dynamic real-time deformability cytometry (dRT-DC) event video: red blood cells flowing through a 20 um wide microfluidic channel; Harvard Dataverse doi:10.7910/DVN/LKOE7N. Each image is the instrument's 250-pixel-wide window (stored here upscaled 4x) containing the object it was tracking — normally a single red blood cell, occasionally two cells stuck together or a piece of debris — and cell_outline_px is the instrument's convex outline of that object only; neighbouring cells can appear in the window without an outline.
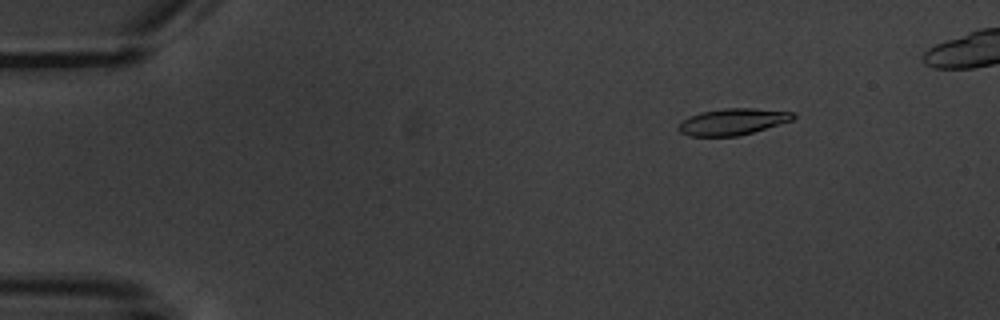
{"species": "common noctule bat (a hibernating species)", "species_latin": "Nyctalus noctula", "temperature_condition": "warm", "stored_images_in_passage": 14, "camera_frame_rate_fps": 3000, "um_per_image_px": 0.085, "animal": {"sex": "male", "body_mass_g": 20.1, "forearm_length_mm": 53.5}, "frame": {"image": 1, "passage_image": 3, "time_ms": 2.333, "image_size_px": [1000, 320], "cell_outline_px": [[796, 116], [792, 120], [752, 132], [736, 136], [688, 136], [680, 132], [676, 128], [684, 120], [700, 112], [724, 108], [752, 108], [796, 112]], "centroid_in_image_um": [62.28, 10.34], "position_along_channel_um": 22.7, "area_um2": 17.51}}
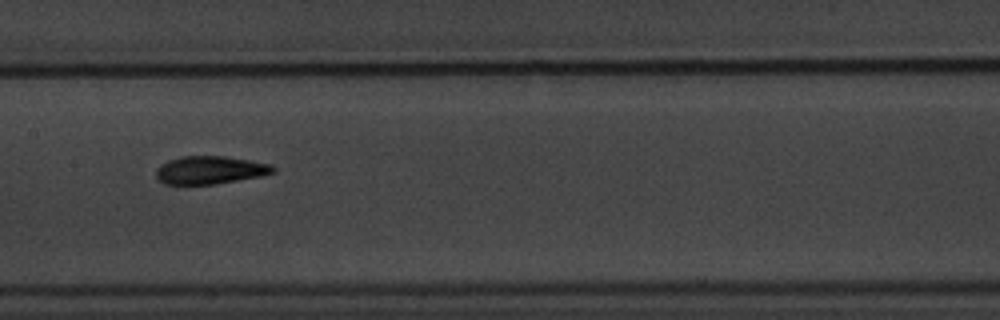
{"frame": {"image": 2, "passage_image": 7, "time_ms": 9.333, "image_size_px": [1000, 320], "cell_outline_px": [[276, 172], [260, 176], [216, 184], [164, 184], [156, 176], [156, 168], [160, 164], [168, 160], [180, 156], [224, 156], [272, 164], [276, 168]], "centroid_in_image_um": [17.85, 14.45], "position_along_channel_um": 189.5, "area_um2": 19.13}, "authors_computed_cell_mechanics": {"area_um2": 18.2937, "velocity_mm_per_s": 3.6073, "shape_relaxation_time_tau1_ms": 3.5954, "shape_relaxation_time_tau2_ms": 2.1935, "deformation_change_tau1": 0.1521, "deformation_change_tau2": 0.0672}}